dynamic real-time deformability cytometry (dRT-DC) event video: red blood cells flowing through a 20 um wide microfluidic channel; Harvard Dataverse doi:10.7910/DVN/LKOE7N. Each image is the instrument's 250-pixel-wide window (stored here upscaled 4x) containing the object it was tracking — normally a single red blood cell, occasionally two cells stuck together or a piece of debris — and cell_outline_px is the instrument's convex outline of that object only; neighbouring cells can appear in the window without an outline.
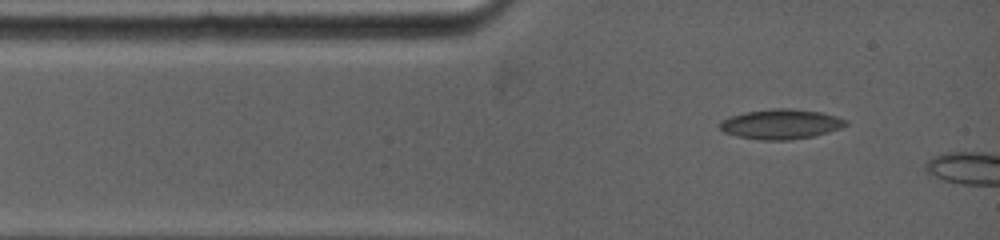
{"species": "common noctule bat (a hibernating species)", "species_latin": "Nyctalus noctula", "temperature_condition": "warm", "stored_images_in_passage": 4, "camera_frame_rate_fps": 5000, "um_per_image_px": 0.085, "animal": {"sex": "female", "body_mass_g": 19.0, "forearm_length_mm": 53.3}, "frame": {"image": 1, "passage_image": 1, "time_ms": 0.0, "image_size_px": [1000, 240], "cell_outline_px": [[848, 124], [840, 128], [828, 132], [812, 136], [788, 140], [760, 140], [736, 136], [724, 132], [720, 128], [720, 120], [732, 116], [748, 112], [772, 108], [784, 108], [820, 112], [836, 116], [848, 120]], "centroid_in_image_um": [66.38, 10.56], "position_along_channel_um": 18.6, "area_um2": 21.73}}